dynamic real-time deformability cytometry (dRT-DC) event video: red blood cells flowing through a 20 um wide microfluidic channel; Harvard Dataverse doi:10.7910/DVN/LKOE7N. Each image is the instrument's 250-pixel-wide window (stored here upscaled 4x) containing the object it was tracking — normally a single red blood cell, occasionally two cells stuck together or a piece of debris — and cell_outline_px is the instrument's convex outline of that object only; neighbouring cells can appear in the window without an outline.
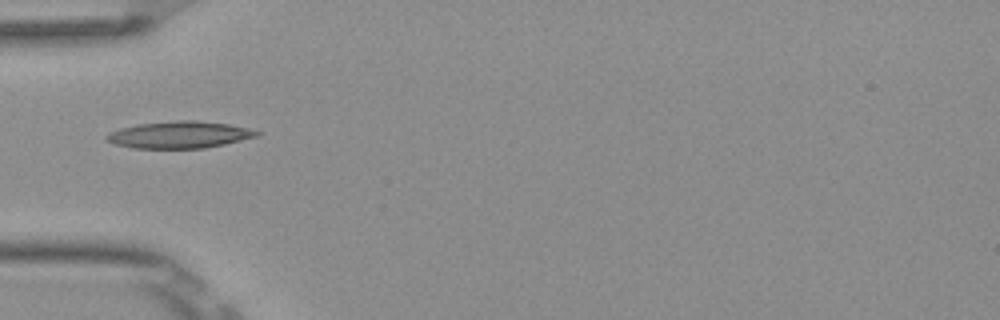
{"species": "Egyptian fruit bat (a non-hibernating species)", "species_latin": "Rousettus aegyptiacus", "temperature_condition": "room temperature", "stored_images_in_passage": 5, "camera_frame_rate_fps": 3000, "um_per_image_px": 0.085, "frame": {"image": 1, "passage_image": 4, "time_ms": 1.0, "image_size_px": [1000, 320], "cell_outline_px": [[260, 136], [224, 144], [204, 148], [132, 148], [116, 144], [104, 140], [104, 136], [108, 132], [120, 128], [136, 124], [176, 120], [196, 120], [228, 124], [248, 128], [260, 132]], "centroid_in_image_um": [15.22, 11.45], "position_along_channel_um": 69.8, "area_um2": 23.7}}
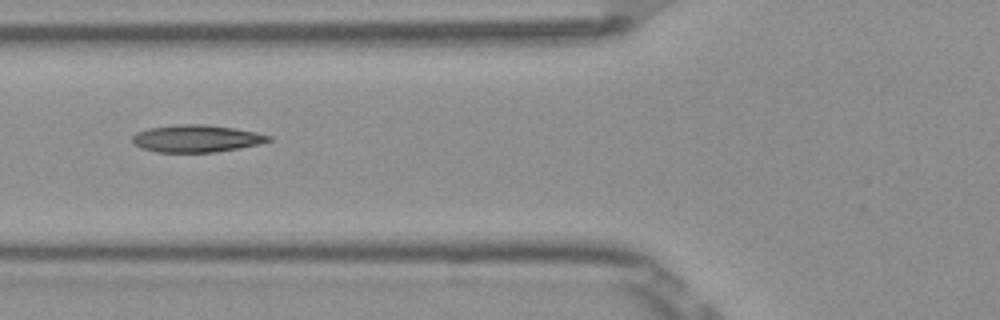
{"frame": {"image": 2, "passage_image": 5, "time_ms": 1.333, "image_size_px": [1000, 320], "cell_outline_px": [[272, 140], [260, 144], [240, 148], [216, 152], [156, 152], [140, 148], [132, 144], [132, 136], [136, 132], [148, 128], [172, 124], [204, 124], [232, 128], [256, 132], [272, 136]], "centroid_in_image_um": [16.66, 11.77], "position_along_channel_um": 109.1, "area_um2": 21.91}}